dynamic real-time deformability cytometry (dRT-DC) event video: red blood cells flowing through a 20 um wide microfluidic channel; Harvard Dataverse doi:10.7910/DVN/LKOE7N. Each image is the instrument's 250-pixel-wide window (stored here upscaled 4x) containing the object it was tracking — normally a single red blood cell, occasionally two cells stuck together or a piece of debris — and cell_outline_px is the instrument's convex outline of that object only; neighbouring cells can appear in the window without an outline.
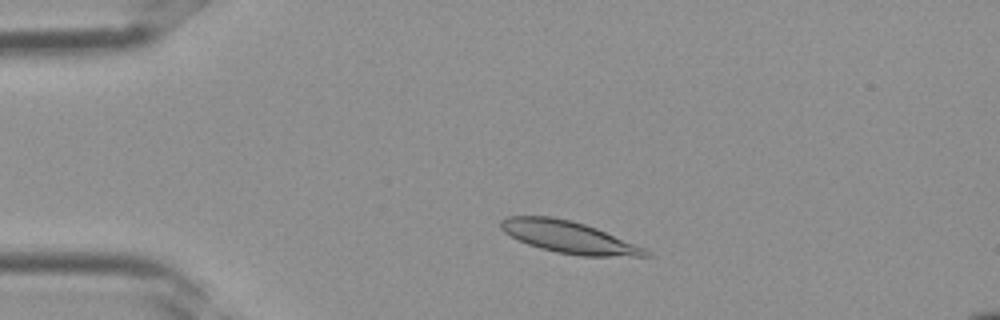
{"species": "Egyptian fruit bat (a non-hibernating species)", "species_latin": "Rousettus aegyptiacus", "temperature_condition": "room temperature", "stored_images_in_passage": 32, "camera_frame_rate_fps": 3000, "um_per_image_px": 0.085, "frame": {"image": 1, "passage_image": 4, "time_ms": 1.0, "image_size_px": [1000, 320], "cell_outline_px": [[652, 256], [580, 256], [556, 252], [540, 248], [528, 244], [504, 232], [500, 228], [500, 220], [508, 216], [552, 216], [572, 220], [596, 228], [644, 248], [652, 252]], "centroid_in_image_um": [48.33, 20.15], "position_along_channel_um": 36.7, "area_um2": 26.76}}
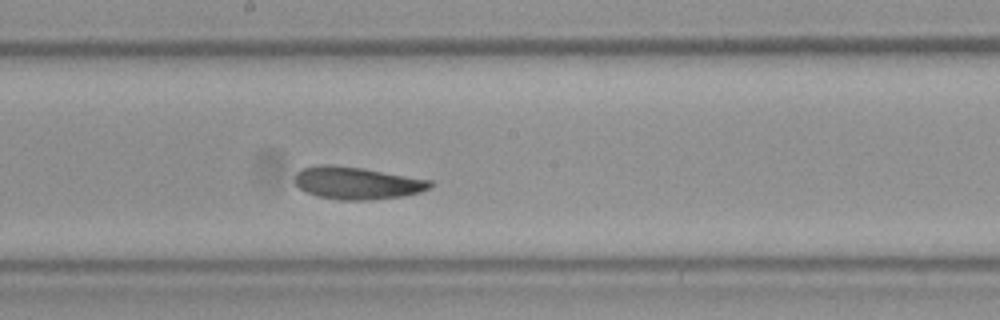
{"frame": {"image": 2, "passage_image": 16, "time_ms": 5.0, "image_size_px": [1000, 320], "cell_outline_px": [[432, 184], [428, 188], [420, 192], [400, 196], [368, 200], [340, 200], [316, 196], [300, 188], [296, 184], [296, 172], [300, 168], [320, 164], [332, 164], [364, 168], [432, 180]], "centroid_in_image_um": [30.31, 15.54], "position_along_channel_um": 217.9, "area_um2": 25.55}}
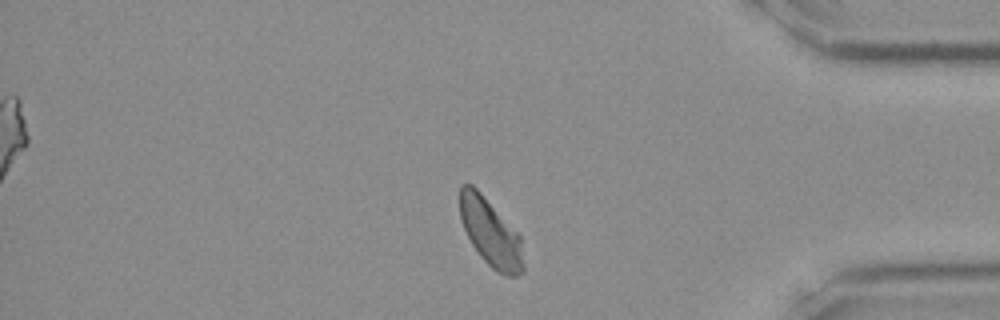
{"frame": {"image": 3, "passage_image": 27, "time_ms": 8.667, "image_size_px": [1000, 320], "cell_outline_px": [[524, 272], [516, 276], [504, 276], [496, 272], [480, 256], [472, 244], [464, 228], [460, 216], [460, 184], [472, 184], [480, 192], [520, 236], [524, 264]], "centroid_in_image_um": [41.7, 19.81], "position_along_channel_um": 393.5, "area_um2": 24.74}}